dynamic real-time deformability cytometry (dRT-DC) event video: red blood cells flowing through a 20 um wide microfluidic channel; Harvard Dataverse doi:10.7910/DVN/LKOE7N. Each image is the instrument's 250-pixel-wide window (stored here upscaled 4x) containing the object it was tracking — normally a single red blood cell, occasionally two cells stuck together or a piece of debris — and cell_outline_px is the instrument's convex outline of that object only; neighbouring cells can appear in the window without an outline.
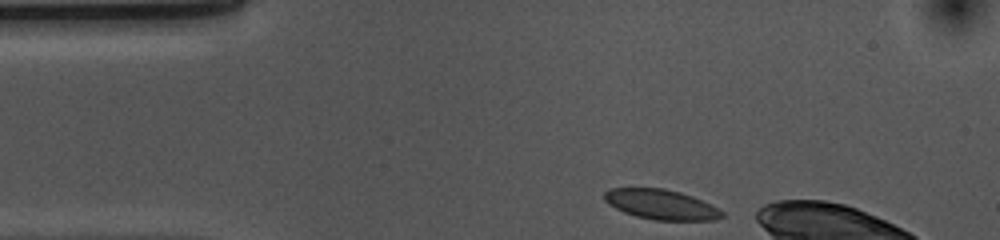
{"species": "common noctule bat (a hibernating species)", "species_latin": "Nyctalus noctula", "temperature_condition": "cold", "stored_images_in_passage": 34, "camera_frame_rate_fps": 3000, "um_per_image_px": 0.085, "animal": {"sex": "female", "body_mass_g": 10.0, "forearm_length_mm": 53.1}, "frame": {"image": 1, "passage_image": 1, "time_ms": 0.0, "image_size_px": [1000, 240], "cell_outline_px": [[724, 216], [712, 220], [652, 220], [636, 216], [624, 212], [608, 204], [604, 200], [604, 192], [608, 188], [664, 188], [680, 192], [692, 196], [712, 204], [724, 212]], "centroid_in_image_um": [56.19, 17.37], "position_along_channel_um": 28.8, "area_um2": 20.63}}
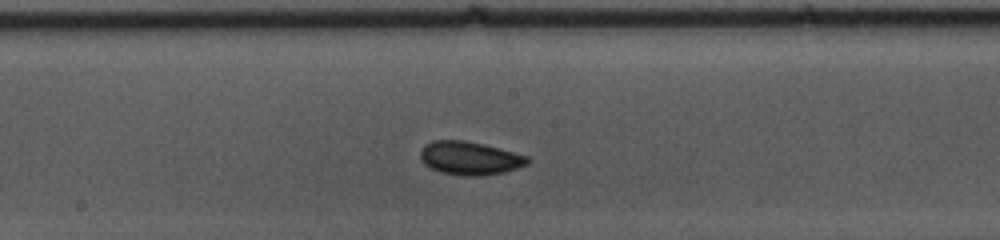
{"frame": {"image": 2, "passage_image": 19, "time_ms": 6.0, "image_size_px": [1000, 240], "cell_outline_px": [[532, 160], [528, 164], [504, 172], [480, 176], [464, 176], [440, 172], [424, 164], [420, 160], [420, 152], [424, 144], [432, 140], [464, 140], [484, 144], [500, 148], [528, 156]], "centroid_in_image_um": [39.93, 13.44], "position_along_channel_um": 208.3, "area_um2": 21.04}}
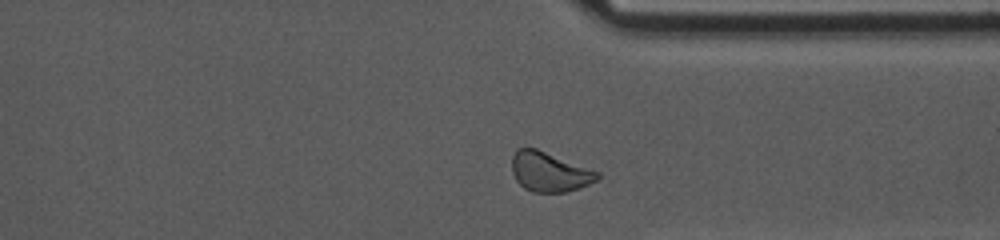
{"frame": {"image": 3, "passage_image": 32, "time_ms": 10.333, "image_size_px": [1000, 240], "cell_outline_px": [[600, 176], [596, 180], [580, 188], [564, 192], [532, 192], [524, 188], [516, 180], [512, 172], [512, 156], [516, 148], [536, 148], [600, 172]], "centroid_in_image_um": [46.69, 14.6], "position_along_channel_um": 364.7, "area_um2": 19.71}, "authors_computed_cell_mechanics": {"area_um2": 20.1144, "velocity_mm_per_s": 3.645, "shape_relaxation_time_tau1_ms": 2.0171, "shape_relaxation_time_tau2_ms": 3.6434, "deformation_change_tau1": 0.0625, "deformation_change_tau2": 0.0599}}